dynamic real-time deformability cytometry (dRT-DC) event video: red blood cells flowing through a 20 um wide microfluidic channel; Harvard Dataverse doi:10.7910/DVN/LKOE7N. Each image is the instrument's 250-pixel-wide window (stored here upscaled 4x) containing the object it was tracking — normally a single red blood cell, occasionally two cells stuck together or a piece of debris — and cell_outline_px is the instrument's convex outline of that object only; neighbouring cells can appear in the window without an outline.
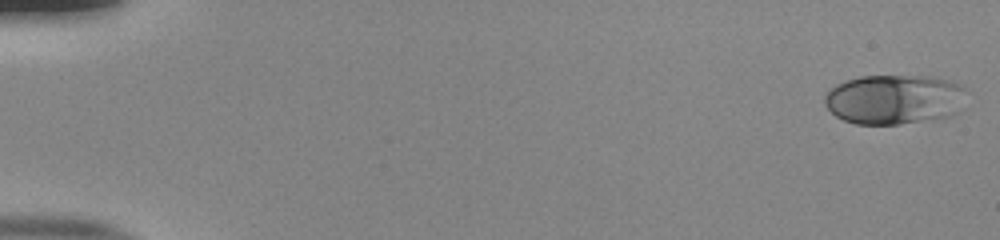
{"species": "human", "species_latin": "Homo sapiens", "temperature_condition": "room temperature", "stored_images_in_passage": 53, "camera_frame_rate_fps": 3000, "um_per_image_px": 0.085, "donor": {"sex": "male"}, "frame": {"image": 1, "passage_image": 1, "time_ms": 0.0, "image_size_px": [1000, 240], "cell_outline_px": [[968, 92], [960, 112], [952, 116], [896, 124], [856, 124], [844, 120], [836, 116], [824, 104], [824, 96], [836, 84], [860, 76], [928, 76], [948, 80], [964, 88]], "centroid_in_image_um": [76.05, 8.45], "position_along_channel_um": 9.0, "area_um2": 41.21}}
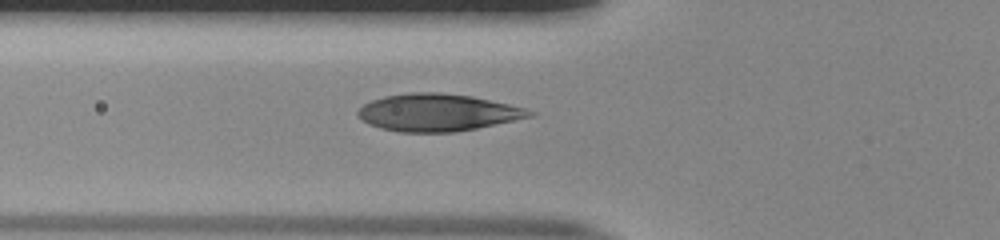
{"frame": {"image": 2, "passage_image": 20, "time_ms": 6.333, "image_size_px": [1000, 240], "cell_outline_px": [[536, 116], [456, 132], [400, 132], [380, 128], [368, 124], [356, 112], [364, 104], [372, 100], [384, 96], [408, 92], [440, 92], [472, 96], [508, 104], [524, 108], [536, 112]], "centroid_in_image_um": [37.21, 9.56], "position_along_channel_um": 88.6, "area_um2": 37.28}}
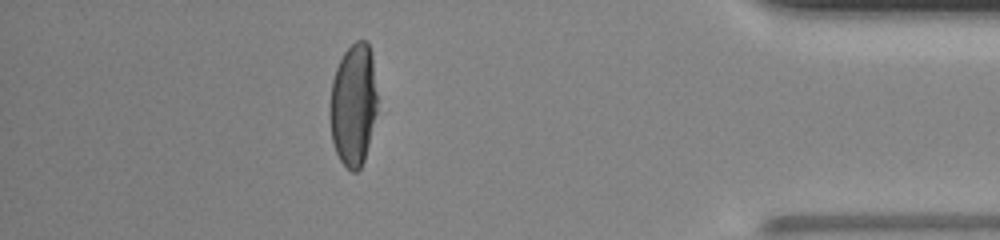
{"frame": {"image": 3, "passage_image": 47, "time_ms": 15.333, "image_size_px": [1000, 240], "cell_outline_px": [[376, 112], [364, 160], [360, 168], [356, 172], [352, 172], [340, 160], [336, 152], [332, 140], [328, 116], [328, 108], [332, 80], [336, 68], [344, 52], [356, 40], [368, 40], [372, 52], [376, 92]], "centroid_in_image_um": [30.01, 8.88], "position_along_channel_um": 405.2, "area_um2": 34.04}, "authors_computed_cell_mechanics": {"area_um2": 37.1654, "velocity_mm_per_s": 3.9108, "shape_relaxation_time_tau1_ms": 4.3581, "shape_relaxation_time_tau2_ms": null, "deformation_change_tau1": 0.1884, "deformation_change_tau2": null}}